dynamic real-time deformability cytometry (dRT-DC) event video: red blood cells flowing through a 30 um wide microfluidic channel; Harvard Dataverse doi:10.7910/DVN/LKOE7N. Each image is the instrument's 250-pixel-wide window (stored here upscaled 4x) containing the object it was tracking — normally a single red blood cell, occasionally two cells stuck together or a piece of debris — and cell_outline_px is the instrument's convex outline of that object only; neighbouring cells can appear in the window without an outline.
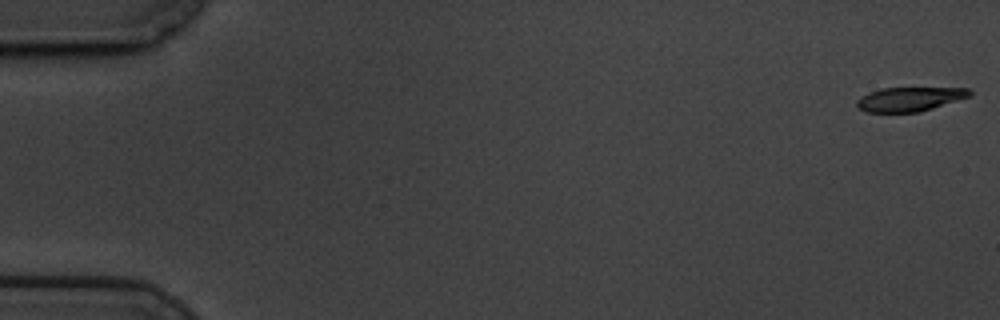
{"species": "common noctule bat (a hibernating species)", "species_latin": "Nyctalus noctula", "temperature_condition": "cold", "stored_images_in_passage": 12, "camera_frame_rate_fps": 3000, "um_per_image_px": 0.085, "animal": {"sex": "male", "body_mass_g": 19.5, "forearm_length_mm": 54.6}, "frame": {"image": 1, "passage_image": 1, "time_ms": 0.0, "image_size_px": [1000, 320], "cell_outline_px": [[972, 96], [920, 112], [864, 112], [856, 108], [856, 100], [860, 96], [868, 92], [880, 88], [968, 88], [972, 92]], "centroid_in_image_um": [77.28, 8.43], "position_along_channel_um": 7.7, "area_um2": 16.13}}